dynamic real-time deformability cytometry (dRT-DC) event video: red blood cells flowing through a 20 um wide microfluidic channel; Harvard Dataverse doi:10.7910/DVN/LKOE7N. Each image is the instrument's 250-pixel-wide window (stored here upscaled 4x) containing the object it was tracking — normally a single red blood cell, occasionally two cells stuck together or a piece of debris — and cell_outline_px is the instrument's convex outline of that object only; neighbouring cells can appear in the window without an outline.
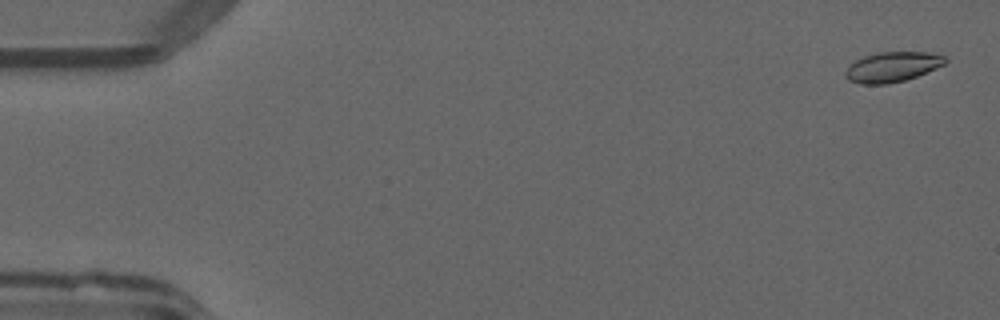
{"species": "common noctule bat (a hibernating species)", "species_latin": "Nyctalus noctula", "temperature_condition": "warm", "stored_images_in_passage": 52, "camera_frame_rate_fps": 3000, "um_per_image_px": 0.085, "animal": {"sex": "male", "forearm_length_mm": 52.5}, "frame": {"image": 1, "passage_image": 2, "time_ms": 0.333, "image_size_px": [1000, 320], "cell_outline_px": [[948, 60], [944, 64], [916, 76], [904, 80], [884, 84], [860, 84], [848, 80], [848, 68], [856, 60], [864, 56], [880, 52], [928, 52], [944, 56]], "centroid_in_image_um": [75.88, 5.68], "position_along_channel_um": 9.1, "area_um2": 16.99}}
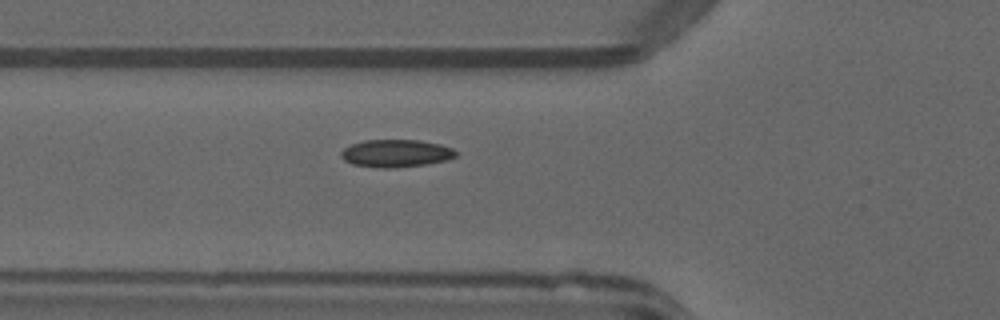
{"frame": {"image": 2, "passage_image": 19, "time_ms": 6.0, "image_size_px": [1000, 320], "cell_outline_px": [[460, 152], [456, 156], [448, 160], [428, 164], [392, 168], [384, 168], [352, 164], [344, 160], [340, 156], [340, 152], [344, 148], [352, 144], [364, 140], [420, 140], [440, 144], [452, 148]], "centroid_in_image_um": [33.69, 13.03], "position_along_channel_um": 92.1, "area_um2": 18.61}}
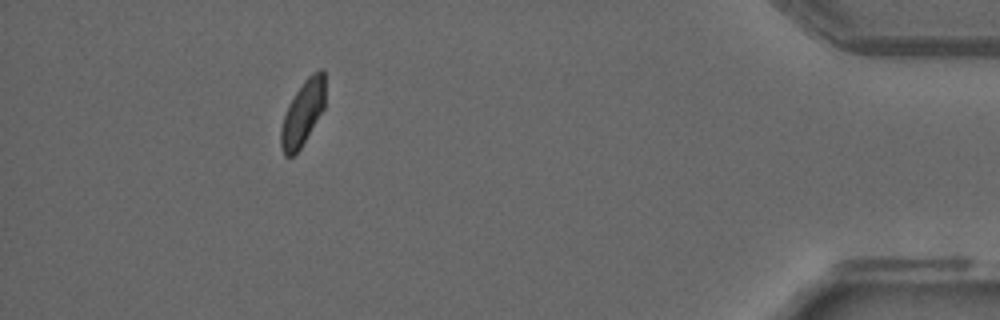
{"frame": {"image": 3, "passage_image": 47, "time_ms": 15.333, "image_size_px": [1000, 320], "cell_outline_px": [[324, 108], [300, 148], [292, 156], [284, 156], [280, 144], [280, 128], [288, 104], [304, 80], [312, 72], [320, 68], [324, 72]], "centroid_in_image_um": [25.71, 9.6], "position_along_channel_um": 409.5, "area_um2": 16.53}, "authors_computed_cell_mechanics": {"area_um2": 17.5712, "velocity_mm_per_s": 4.0173, "shape_relaxation_time_tau1_ms": null, "shape_relaxation_time_tau2_ms": 4.8354, "deformation_change_tau1": null, "deformation_change_tau2": 0.0743}}